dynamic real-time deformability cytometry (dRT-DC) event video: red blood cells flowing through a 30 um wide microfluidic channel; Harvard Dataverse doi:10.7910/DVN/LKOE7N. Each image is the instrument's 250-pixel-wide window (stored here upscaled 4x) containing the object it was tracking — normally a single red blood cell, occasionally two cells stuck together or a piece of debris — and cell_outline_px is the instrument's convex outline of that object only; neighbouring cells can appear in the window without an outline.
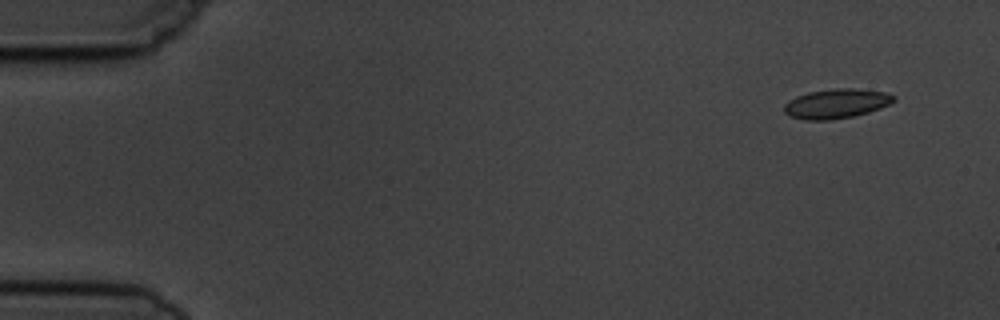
{"species": "common noctule bat (a hibernating species)", "species_latin": "Nyctalus noctula", "temperature_condition": "cold", "stored_images_in_passage": 8, "camera_frame_rate_fps": 3000, "um_per_image_px": 0.085, "animal": {"sex": "male", "body_mass_g": 19.5, "forearm_length_mm": 54.6}, "frame": {"image": 1, "passage_image": 1, "time_ms": 0.0, "image_size_px": [1000, 320], "cell_outline_px": [[896, 100], [880, 108], [868, 112], [852, 116], [832, 120], [804, 120], [788, 116], [784, 112], [784, 104], [788, 100], [796, 96], [808, 92], [836, 88], [860, 88], [884, 92], [896, 96]], "centroid_in_image_um": [71.06, 8.8], "position_along_channel_um": 13.9, "area_um2": 19.02}}
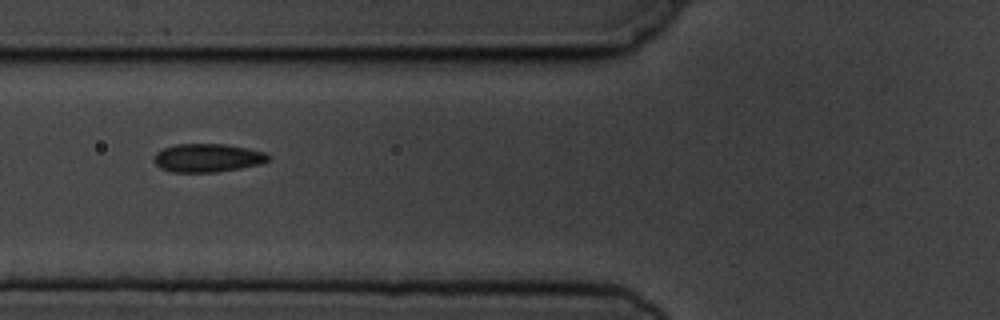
{"frame": {"image": 2, "passage_image": 6, "time_ms": 5.667, "image_size_px": [1000, 320], "cell_outline_px": [[272, 156], [268, 160], [260, 164], [240, 168], [216, 172], [172, 172], [160, 168], [152, 160], [152, 156], [156, 152], [164, 148], [176, 144], [228, 144], [264, 152]], "centroid_in_image_um": [17.61, 13.42], "position_along_channel_um": 108.2, "area_um2": 19.02}}
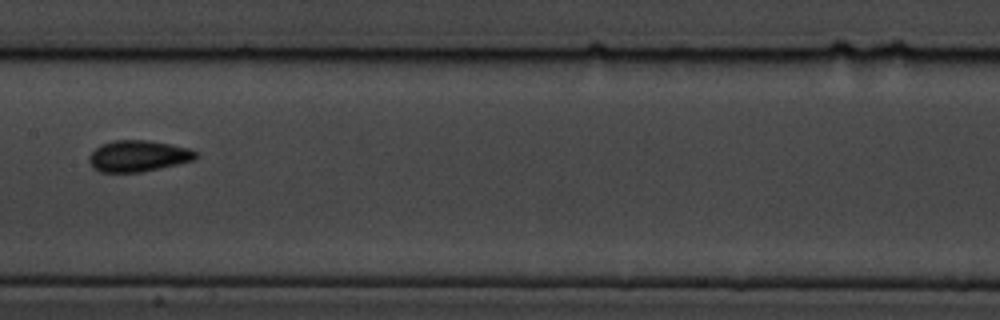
{"frame": {"image": 3, "passage_image": 8, "time_ms": 8.0, "image_size_px": [1000, 320], "cell_outline_px": [[200, 156], [196, 160], [160, 168], [140, 172], [100, 172], [92, 168], [88, 160], [88, 156], [100, 144], [112, 140], [148, 140], [172, 144], [188, 148], [200, 152]], "centroid_in_image_um": [11.78, 13.25], "position_along_channel_um": 195.6, "area_um2": 19.83}}